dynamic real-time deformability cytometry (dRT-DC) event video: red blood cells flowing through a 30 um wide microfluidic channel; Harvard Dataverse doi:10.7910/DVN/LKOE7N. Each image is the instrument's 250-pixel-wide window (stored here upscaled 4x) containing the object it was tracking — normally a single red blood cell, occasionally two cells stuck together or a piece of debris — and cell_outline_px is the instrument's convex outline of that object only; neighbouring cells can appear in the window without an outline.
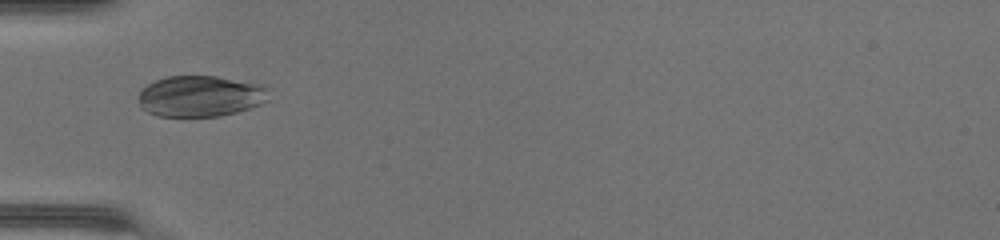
{"species": "common noctule bat (a hibernating species)", "species_latin": "Nyctalus noctula", "temperature_condition": "warm", "stored_images_in_passage": 42, "camera_frame_rate_fps": 3000, "um_per_image_px": 0.085, "animal": {"sex": "female", "body_mass_g": 17.0, "forearm_length_mm": 48.0}, "frame": {"image": 1, "passage_image": 11, "time_ms": 3.333, "image_size_px": [1000, 240], "cell_outline_px": [[272, 88], [268, 100], [260, 104], [236, 112], [220, 116], [156, 116], [140, 108], [140, 92], [148, 84], [156, 80], [168, 76], [216, 76], [268, 84]], "centroid_in_image_um": [17.13, 8.16], "position_along_channel_um": 67.9, "area_um2": 31.62}}
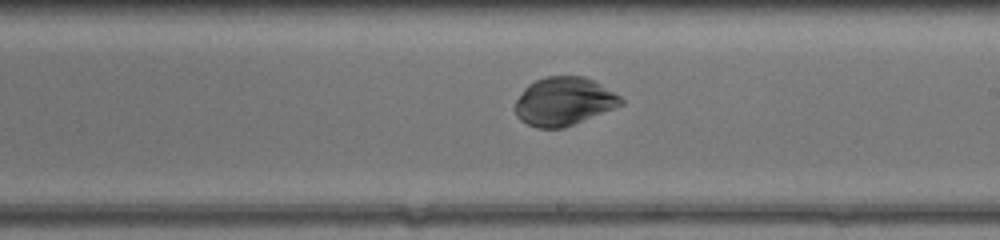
{"frame": {"image": 2, "passage_image": 23, "time_ms": 7.333, "image_size_px": [1000, 240], "cell_outline_px": [[624, 104], [564, 128], [536, 128], [520, 120], [516, 116], [512, 108], [516, 100], [524, 88], [528, 84], [536, 80], [548, 76], [584, 76], [600, 84], [620, 96], [624, 100]], "centroid_in_image_um": [47.89, 8.63], "position_along_channel_um": 241.1, "area_um2": 29.88}}
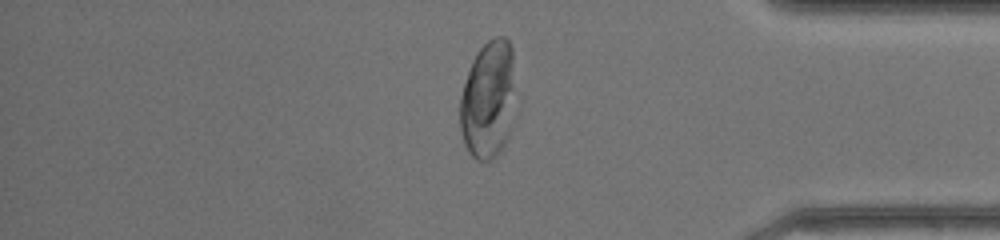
{"frame": {"image": 3, "passage_image": 35, "time_ms": 11.333, "image_size_px": [1000, 240], "cell_outline_px": [[512, 88], [508, 136], [500, 152], [492, 160], [476, 160], [468, 152], [464, 144], [460, 132], [460, 96], [472, 60], [476, 52], [492, 36], [504, 36], [508, 40], [512, 48]], "centroid_in_image_um": [41.43, 8.48], "position_along_channel_um": 393.8, "area_um2": 37.4}}